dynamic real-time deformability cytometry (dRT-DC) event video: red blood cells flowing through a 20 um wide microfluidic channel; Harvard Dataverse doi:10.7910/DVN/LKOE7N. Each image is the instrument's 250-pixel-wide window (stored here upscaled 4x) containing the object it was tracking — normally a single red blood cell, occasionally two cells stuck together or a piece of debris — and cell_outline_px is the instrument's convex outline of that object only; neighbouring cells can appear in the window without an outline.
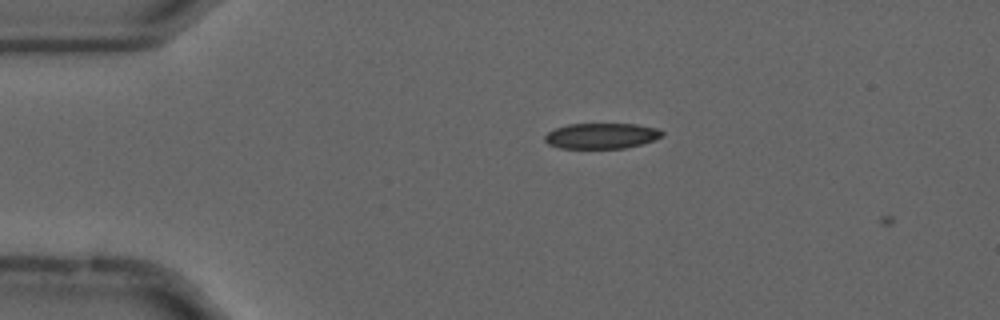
{"species": "common noctule bat (a hibernating species)", "species_latin": "Nyctalus noctula", "temperature_condition": "cold", "stored_images_in_passage": 3, "camera_frame_rate_fps": 3000, "um_per_image_px": 0.085, "animal": {"sex": "male", "forearm_length_mm": 52.5}, "frame": {"image": 1, "passage_image": 2, "time_ms": 0.333, "image_size_px": [1000, 320], "cell_outline_px": [[664, 136], [640, 144], [624, 148], [560, 148], [548, 144], [544, 140], [544, 136], [548, 132], [556, 128], [568, 124], [636, 124], [656, 128], [664, 132]], "centroid_in_image_um": [51.11, 11.54], "position_along_channel_um": 33.9, "area_um2": 17.4}}